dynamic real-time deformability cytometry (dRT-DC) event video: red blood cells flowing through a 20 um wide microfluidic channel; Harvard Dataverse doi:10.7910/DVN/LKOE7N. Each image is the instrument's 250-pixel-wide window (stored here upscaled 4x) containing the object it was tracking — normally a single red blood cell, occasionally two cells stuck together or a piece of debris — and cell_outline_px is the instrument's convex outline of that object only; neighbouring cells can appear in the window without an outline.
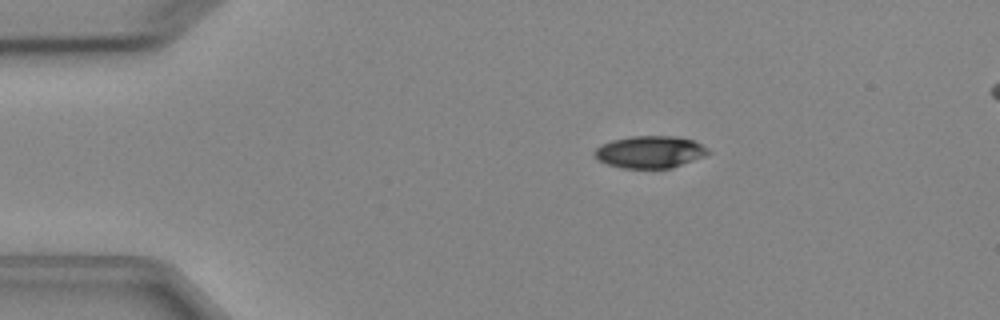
{"species": "Egyptian fruit bat (a non-hibernating species)", "species_latin": "Rousettus aegyptiacus", "temperature_condition": "cold", "stored_images_in_passage": 3, "camera_frame_rate_fps": 3000, "um_per_image_px": 0.085, "animal": {"sex": "female"}, "frame": {"image": 1, "passage_image": 1, "time_ms": 0.0, "image_size_px": [1000, 320], "cell_outline_px": [[712, 152], [704, 156], [672, 168], [624, 168], [608, 164], [596, 160], [592, 156], [592, 152], [600, 144], [612, 140], [632, 136], [676, 136], [692, 140], [708, 148]], "centroid_in_image_um": [55.2, 12.91], "position_along_channel_um": 29.8, "area_um2": 21.44}}